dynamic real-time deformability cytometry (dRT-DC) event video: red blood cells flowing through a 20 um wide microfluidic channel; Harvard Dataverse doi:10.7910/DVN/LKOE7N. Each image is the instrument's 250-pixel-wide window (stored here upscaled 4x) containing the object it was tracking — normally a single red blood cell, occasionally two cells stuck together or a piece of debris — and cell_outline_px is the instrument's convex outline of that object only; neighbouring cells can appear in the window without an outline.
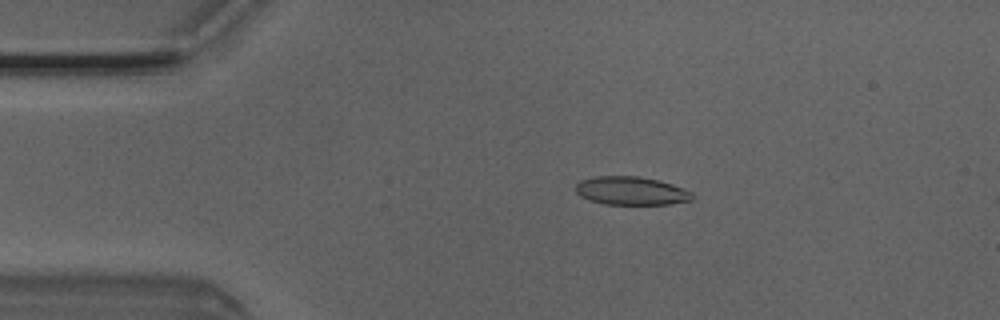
{"species": "Egyptian fruit bat (a non-hibernating species)", "species_latin": "Rousettus aegyptiacus", "temperature_condition": "room temperature", "stored_images_in_passage": 5, "camera_frame_rate_fps": 3000, "um_per_image_px": 0.085, "animal": {"sex": "male"}, "frame": {"image": 1, "passage_image": 3, "time_ms": 0.667, "image_size_px": [1000, 320], "cell_outline_px": [[692, 200], [668, 204], [604, 204], [588, 200], [580, 196], [576, 192], [576, 184], [580, 180], [596, 176], [636, 176], [656, 180], [672, 184], [692, 192]], "centroid_in_image_um": [53.6, 16.22], "position_along_channel_um": 31.4, "area_um2": 19.13}}